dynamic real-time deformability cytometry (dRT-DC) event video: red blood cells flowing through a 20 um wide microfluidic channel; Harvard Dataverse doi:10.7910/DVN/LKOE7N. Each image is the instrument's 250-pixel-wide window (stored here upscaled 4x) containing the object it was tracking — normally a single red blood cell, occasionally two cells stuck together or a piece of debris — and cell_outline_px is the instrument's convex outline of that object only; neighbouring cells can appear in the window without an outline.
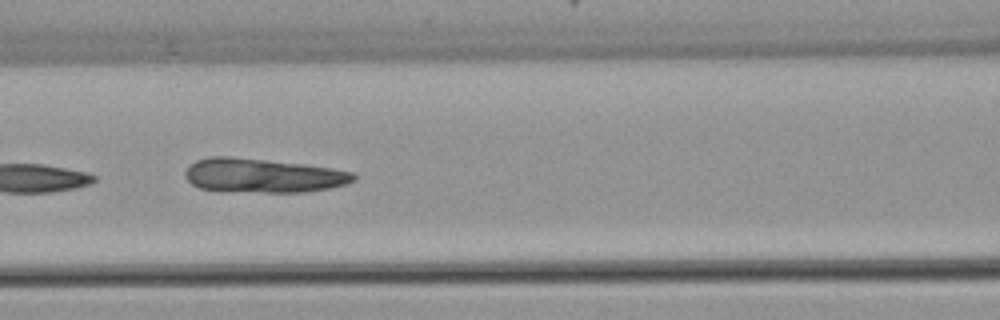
{"species": "common noctule bat (a hibernating species)", "species_latin": "Nyctalus noctula", "temperature_condition": "warm", "stored_images_in_passage": 8, "camera_frame_rate_fps": 3000, "um_per_image_px": 0.085, "animal": {"sex": "female", "body_mass_g": 22.7, "forearm_length_mm": 54.2}, "frame": {"image": 1, "passage_image": 7, "time_ms": 7.333, "image_size_px": [1000, 320], "cell_outline_px": [[356, 180], [344, 184], [328, 188], [304, 192], [264, 192], [200, 188], [192, 184], [184, 176], [184, 172], [188, 164], [196, 160], [208, 156], [228, 156], [304, 164], [332, 168], [356, 172]], "centroid_in_image_um": [22.35, 14.9], "position_along_channel_um": 144.3, "area_um2": 33.35}}